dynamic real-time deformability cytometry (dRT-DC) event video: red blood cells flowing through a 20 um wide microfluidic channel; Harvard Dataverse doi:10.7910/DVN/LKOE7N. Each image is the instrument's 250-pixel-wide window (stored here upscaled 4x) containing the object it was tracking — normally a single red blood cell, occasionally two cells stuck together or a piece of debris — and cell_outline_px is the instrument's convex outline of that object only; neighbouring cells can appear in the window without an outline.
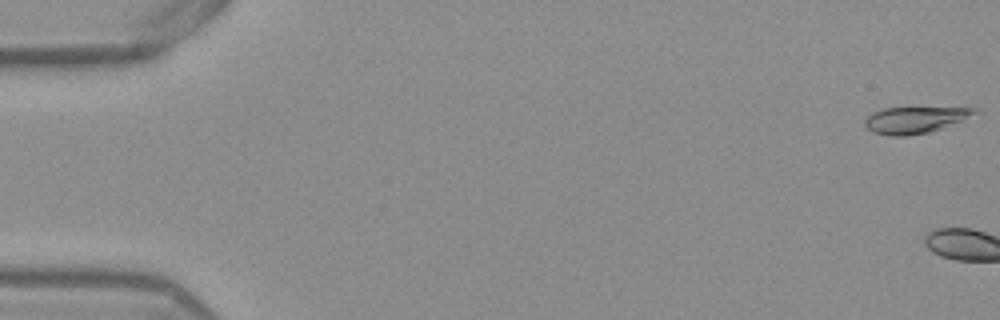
{"species": "Egyptian fruit bat (a non-hibernating species)", "species_latin": "Rousettus aegyptiacus", "temperature_condition": "warm", "stored_images_in_passage": 4, "camera_frame_rate_fps": 3000, "um_per_image_px": 0.085, "frame": {"image": 1, "passage_image": 1, "time_ms": 0.0, "image_size_px": [1000, 320], "cell_outline_px": [[976, 112], [960, 120], [940, 128], [928, 132], [908, 136], [892, 136], [872, 132], [864, 124], [864, 120], [872, 112], [884, 108], [976, 108]], "centroid_in_image_um": [77.65, 10.2], "position_along_channel_um": 7.3, "area_um2": 16.42}}